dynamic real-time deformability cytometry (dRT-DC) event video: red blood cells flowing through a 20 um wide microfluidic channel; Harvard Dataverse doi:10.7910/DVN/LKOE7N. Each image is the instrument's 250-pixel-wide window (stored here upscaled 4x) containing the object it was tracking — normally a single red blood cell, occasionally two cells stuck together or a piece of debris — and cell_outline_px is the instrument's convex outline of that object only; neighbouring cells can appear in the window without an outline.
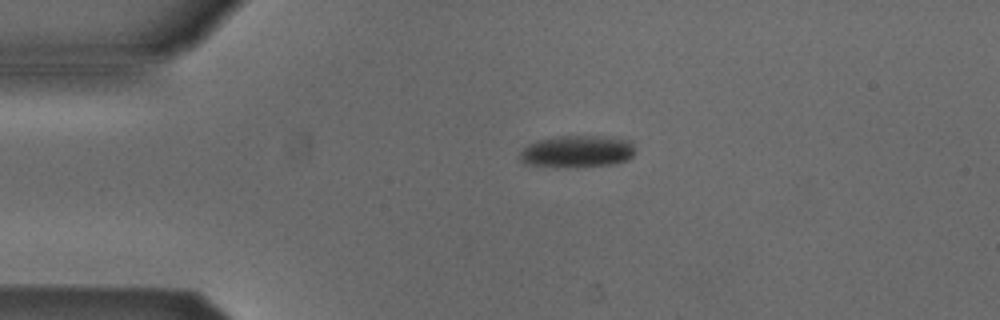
{"species": "Egyptian fruit bat (a non-hibernating species)", "species_latin": "Rousettus aegyptiacus", "temperature_condition": "cold", "stored_images_in_passage": 4, "camera_frame_rate_fps": 3000, "um_per_image_px": 0.085, "animal": {"sex": "male"}, "frame": {"image": 1, "passage_image": 2, "time_ms": 0.333, "image_size_px": [1000, 320], "cell_outline_px": [[636, 152], [628, 160], [616, 164], [576, 168], [556, 168], [524, 164], [520, 160], [520, 152], [528, 144], [536, 140], [556, 136], [608, 136], [632, 140], [636, 148]], "centroid_in_image_um": [49.09, 12.89], "position_along_channel_um": 35.9, "area_um2": 22.48}}
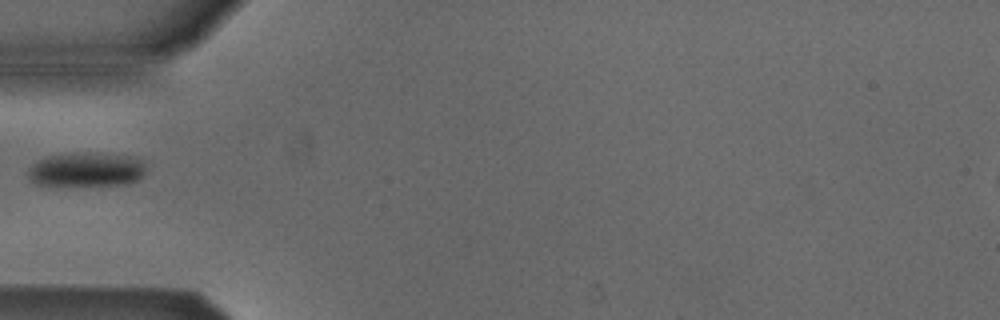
{"frame": {"image": 2, "passage_image": 3, "time_ms": 0.667, "image_size_px": [1000, 320], "cell_outline_px": [[144, 172], [136, 180], [124, 184], [36, 184], [28, 176], [28, 168], [32, 164], [48, 156], [72, 152], [88, 152], [132, 156], [144, 160]], "centroid_in_image_um": [7.34, 14.37], "position_along_channel_um": 77.7, "area_um2": 23.12}}
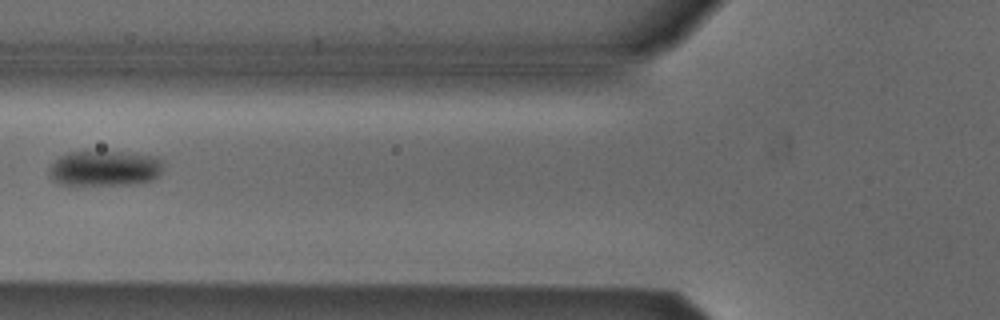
{"frame": {"image": 3, "passage_image": 4, "time_ms": 1.0, "image_size_px": [1000, 320], "cell_outline_px": [[164, 168], [160, 176], [152, 180], [136, 184], [60, 184], [52, 180], [48, 172], [48, 168], [60, 156], [68, 152], [136, 152], [156, 156], [164, 160]], "centroid_in_image_um": [8.98, 14.29], "position_along_channel_um": 116.8, "area_um2": 23.93}}